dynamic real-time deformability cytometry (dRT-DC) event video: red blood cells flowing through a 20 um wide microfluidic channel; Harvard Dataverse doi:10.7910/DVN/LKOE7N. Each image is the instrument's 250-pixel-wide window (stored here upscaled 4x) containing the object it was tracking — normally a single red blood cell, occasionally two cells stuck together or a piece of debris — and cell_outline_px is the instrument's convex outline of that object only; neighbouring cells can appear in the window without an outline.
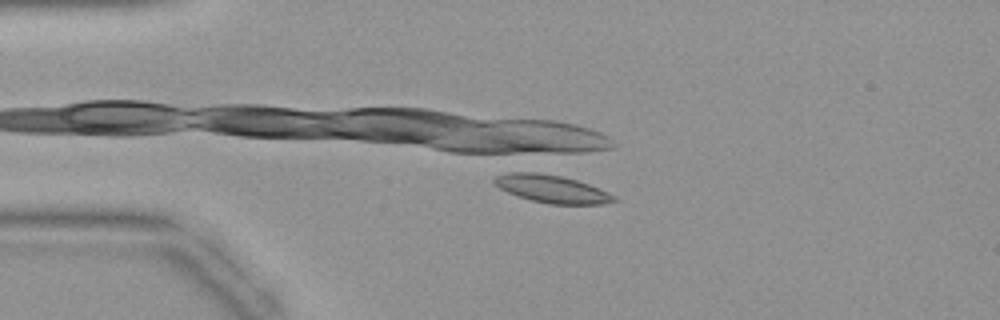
{"species": "common noctule bat (a hibernating species)", "species_latin": "Nyctalus noctula", "temperature_condition": "warm", "stored_images_in_passage": 9, "camera_frame_rate_fps": 3000, "um_per_image_px": 0.085, "animal": {"sex": "female", "body_mass_g": 19.9}, "frame": {"image": 1, "passage_image": 9, "time_ms": 2.667, "image_size_px": [1000, 320], "cell_outline_px": [[620, 200], [604, 204], [548, 204], [516, 196], [492, 184], [492, 180], [496, 176], [516, 168], [520, 168], [560, 176], [576, 180], [588, 184], [608, 192], [616, 196]], "centroid_in_image_um": [46.82, 16.01], "position_along_channel_um": 38.2, "area_um2": 20.06}}